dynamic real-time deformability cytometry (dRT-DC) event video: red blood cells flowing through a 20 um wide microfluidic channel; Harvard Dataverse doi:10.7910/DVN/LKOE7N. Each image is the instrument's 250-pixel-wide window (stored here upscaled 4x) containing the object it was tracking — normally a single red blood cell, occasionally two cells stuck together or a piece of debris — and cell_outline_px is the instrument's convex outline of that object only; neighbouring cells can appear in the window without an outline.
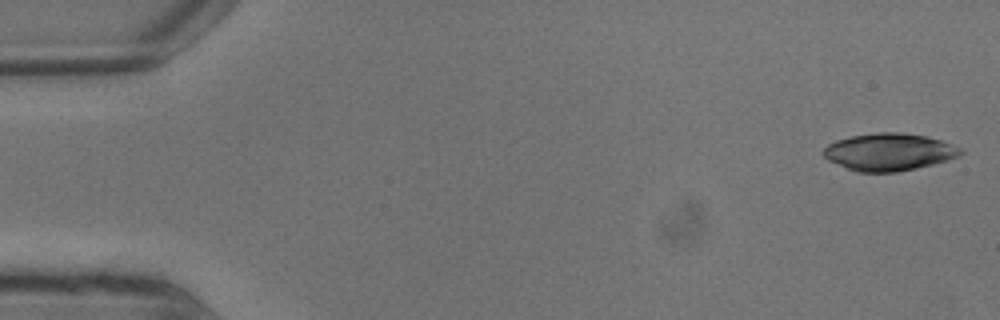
{"species": "common noctule bat (a hibernating species)", "species_latin": "Nyctalus noctula", "temperature_condition": "warm", "stored_images_in_passage": 4, "camera_frame_rate_fps": 3000, "um_per_image_px": 0.085, "animal": {"sex": "male", "body_mass_g": 13.3}, "frame": {"image": 1, "passage_image": 1, "time_ms": 0.0, "image_size_px": [1000, 320], "cell_outline_px": [[964, 152], [960, 156], [948, 160], [916, 168], [896, 172], [856, 172], [828, 160], [820, 152], [828, 144], [836, 140], [852, 136], [876, 132], [900, 132], [924, 136], [940, 140], [960, 148]], "centroid_in_image_um": [75.54, 12.92], "position_along_channel_um": 9.5, "area_um2": 29.77}}